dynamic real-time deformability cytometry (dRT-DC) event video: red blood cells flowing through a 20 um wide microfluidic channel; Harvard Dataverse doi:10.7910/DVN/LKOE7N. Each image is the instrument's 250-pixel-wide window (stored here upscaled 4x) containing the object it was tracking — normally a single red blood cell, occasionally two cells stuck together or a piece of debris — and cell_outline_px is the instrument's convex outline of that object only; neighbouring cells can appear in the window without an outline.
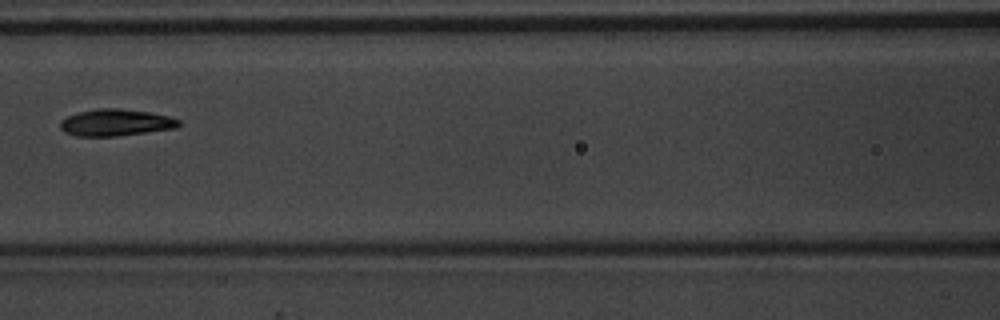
{"species": "common noctule bat (a hibernating species)", "species_latin": "Nyctalus noctula", "temperature_condition": "warm", "stored_images_in_passage": 7, "camera_frame_rate_fps": 3000, "um_per_image_px": 0.085, "animal": {"sex": "male", "body_mass_g": 20.1, "forearm_length_mm": 53.5}, "frame": {"image": 1, "passage_image": 7, "time_ms": 2.0, "image_size_px": [1000, 320], "cell_outline_px": [[180, 124], [176, 128], [116, 136], [76, 136], [64, 132], [60, 128], [60, 120], [68, 116], [80, 112], [96, 108], [120, 108], [148, 112], [168, 116], [180, 120]], "centroid_in_image_um": [9.81, 10.41], "position_along_channel_um": 156.8, "area_um2": 18.44}}